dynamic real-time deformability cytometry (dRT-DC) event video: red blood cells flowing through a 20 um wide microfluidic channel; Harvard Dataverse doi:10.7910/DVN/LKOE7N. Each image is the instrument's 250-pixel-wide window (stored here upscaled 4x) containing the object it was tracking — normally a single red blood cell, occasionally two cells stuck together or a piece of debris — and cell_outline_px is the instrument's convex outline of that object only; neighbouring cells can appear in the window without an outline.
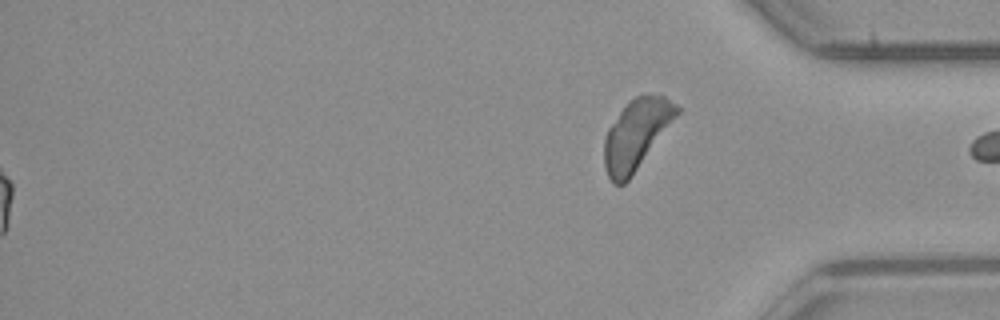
{"species": "common noctule bat (a hibernating species)", "species_latin": "Nyctalus noctula", "temperature_condition": "room temperature", "stored_images_in_passage": 55, "segment_of_instrument_passage": [2, 2], "camera_frame_rate_fps": 3000, "um_per_image_px": 0.085, "animal": {"sex": "male", "body_mass_g": 23.1, "forearm_length_mm": 52.7}, "frame": {"image": 1, "passage_image": 55, "time_ms": 18.0, "image_size_px": [1000, 320], "cell_outline_px": [[680, 112], [632, 176], [624, 184], [616, 184], [608, 176], [604, 164], [604, 140], [608, 128], [628, 100], [644, 92], [664, 96], [680, 104]], "centroid_in_image_um": [54.11, 11.36], "position_along_channel_um": 381.1, "area_um2": 29.71}}